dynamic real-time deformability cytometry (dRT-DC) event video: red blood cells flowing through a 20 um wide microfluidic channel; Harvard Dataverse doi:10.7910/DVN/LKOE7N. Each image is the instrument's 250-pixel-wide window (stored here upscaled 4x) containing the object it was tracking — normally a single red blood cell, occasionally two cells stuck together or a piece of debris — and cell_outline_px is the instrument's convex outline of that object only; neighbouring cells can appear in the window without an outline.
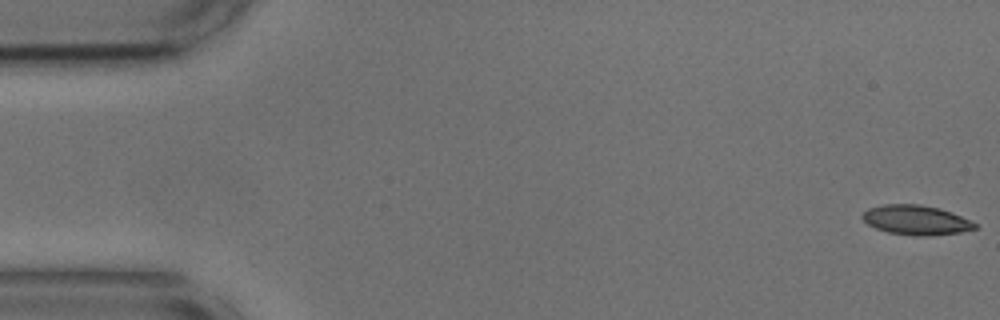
{"species": "common noctule bat (a hibernating species)", "species_latin": "Nyctalus noctula", "temperature_condition": "cold", "stored_images_in_passage": 54, "camera_frame_rate_fps": 3000, "um_per_image_px": 0.085, "animal": {"sex": "male", "body_mass_g": 17.9, "forearm_length_mm": 54.2}, "frame": {"image": 1, "passage_image": 1, "time_ms": 0.0, "image_size_px": [1000, 320], "cell_outline_px": [[980, 228], [960, 232], [928, 236], [912, 236], [888, 232], [876, 228], [868, 224], [860, 216], [868, 208], [884, 204], [920, 204], [940, 208], [952, 212], [980, 224]], "centroid_in_image_um": [77.91, 18.7], "position_along_channel_um": 7.1, "area_um2": 19.71}}
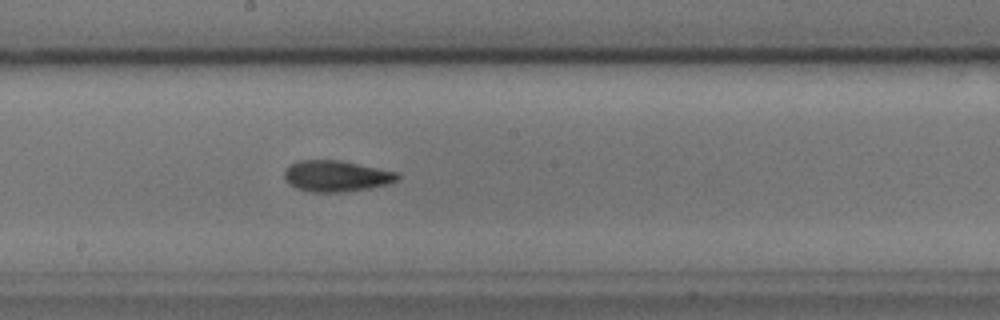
{"frame": {"image": 2, "passage_image": 29, "time_ms": 9.333, "image_size_px": [1000, 320], "cell_outline_px": [[400, 180], [388, 184], [348, 192], [308, 192], [296, 188], [288, 184], [284, 180], [284, 168], [288, 164], [296, 160], [340, 160], [400, 172]], "centroid_in_image_um": [28.56, 14.96], "position_along_channel_um": 219.6, "area_um2": 21.1}}
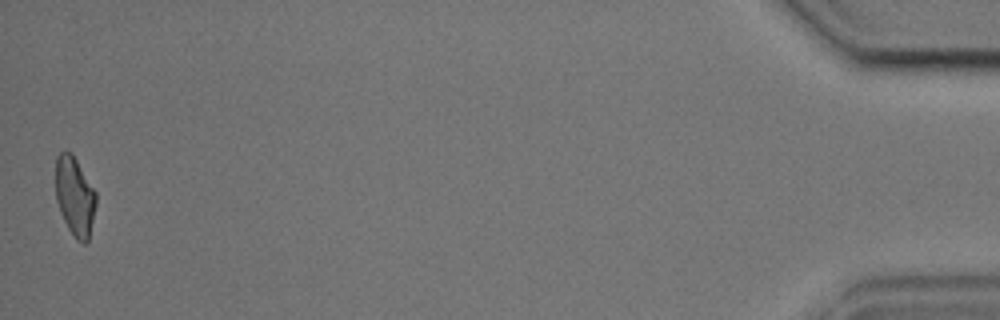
{"frame": {"image": 3, "passage_image": 54, "time_ms": 17.667, "image_size_px": [1000, 320], "cell_outline_px": [[96, 204], [88, 240], [84, 244], [76, 240], [68, 228], [60, 212], [56, 200], [56, 156], [64, 148], [72, 152], [96, 192]], "centroid_in_image_um": [6.35, 16.64], "position_along_channel_um": 428.9, "area_um2": 18.73}, "authors_computed_cell_mechanics": {"area_um2": 19.8254, "velocity_mm_per_s": 3.656, "shape_relaxation_time_tau1_ms": 5.8525, "shape_relaxation_time_tau2_ms": 2.9339, "deformation_change_tau1": 0.1482, "deformation_change_tau2": 0.1084}}